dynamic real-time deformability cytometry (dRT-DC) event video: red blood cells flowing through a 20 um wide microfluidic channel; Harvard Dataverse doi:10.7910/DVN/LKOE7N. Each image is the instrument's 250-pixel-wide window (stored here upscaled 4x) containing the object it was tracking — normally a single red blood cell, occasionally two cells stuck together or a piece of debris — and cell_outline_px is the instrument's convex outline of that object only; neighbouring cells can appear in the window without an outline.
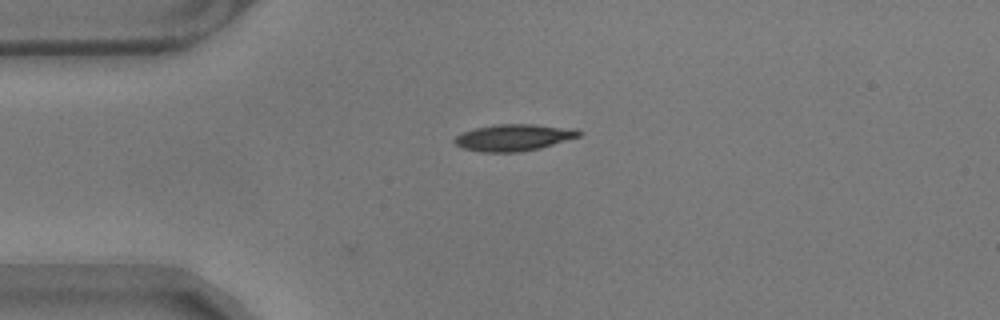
{"species": "common noctule bat (a hibernating species)", "species_latin": "Nyctalus noctula", "temperature_condition": "warm", "stored_images_in_passage": 2, "camera_frame_rate_fps": 3000, "um_per_image_px": 0.085, "animal": {"sex": "male", "body_mass_g": 17.9}, "frame": {"image": 1, "passage_image": 2, "time_ms": 0.333, "image_size_px": [1000, 320], "cell_outline_px": [[584, 132], [580, 136], [540, 148], [520, 152], [480, 152], [460, 148], [452, 140], [460, 132], [476, 128], [496, 124], [532, 124], [576, 128]], "centroid_in_image_um": [43.65, 11.69], "position_along_channel_um": 41.3, "area_um2": 19.59}}